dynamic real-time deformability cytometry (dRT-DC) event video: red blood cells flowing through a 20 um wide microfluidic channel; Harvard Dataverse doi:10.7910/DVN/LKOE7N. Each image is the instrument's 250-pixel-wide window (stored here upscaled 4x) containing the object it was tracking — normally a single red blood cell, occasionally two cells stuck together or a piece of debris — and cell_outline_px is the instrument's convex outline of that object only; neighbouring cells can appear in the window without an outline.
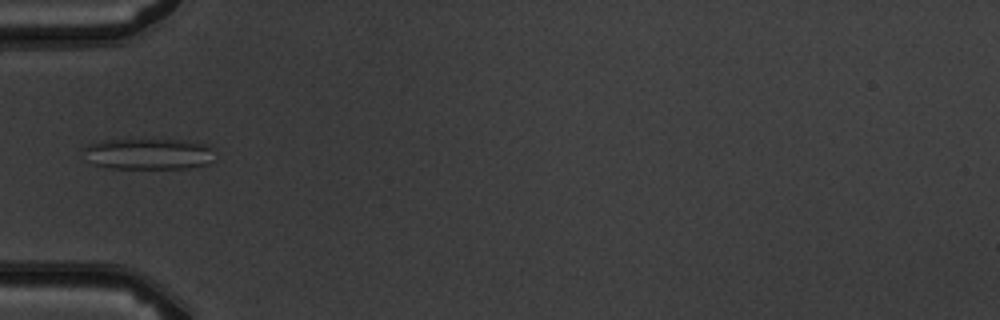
{"species": "common noctule bat (a hibernating species)", "species_latin": "Nyctalus noctula", "temperature_condition": "warm", "stored_images_in_passage": 3, "camera_frame_rate_fps": 3000, "um_per_image_px": 0.085, "animal": {"sex": "male", "body_mass_g": 19.5, "forearm_length_mm": 54.6}, "frame": {"image": 1, "passage_image": 3, "time_ms": 3.0, "image_size_px": [1000, 320], "cell_outline_px": [[216, 160], [208, 164], [192, 168], [112, 168], [96, 164], [80, 148], [88, 144], [100, 140], [128, 136], [144, 136], [188, 140], [204, 144], [212, 148]], "centroid_in_image_um": [12.66, 13.0], "position_along_channel_um": 72.3, "area_um2": 25.32}}